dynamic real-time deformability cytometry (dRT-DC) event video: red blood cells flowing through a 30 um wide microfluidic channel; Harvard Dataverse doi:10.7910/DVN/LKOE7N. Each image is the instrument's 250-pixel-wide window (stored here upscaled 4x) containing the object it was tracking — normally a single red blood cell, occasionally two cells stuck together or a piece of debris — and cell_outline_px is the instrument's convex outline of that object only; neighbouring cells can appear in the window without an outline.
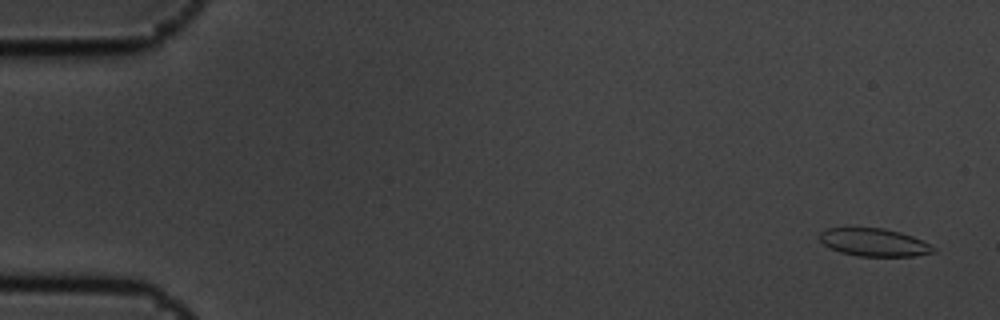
{"species": "common noctule bat (a hibernating species)", "species_latin": "Nyctalus noctula", "temperature_condition": "cold", "stored_images_in_passage": 6, "camera_frame_rate_fps": 3000, "um_per_image_px": 0.085, "animal": {"sex": "male", "body_mass_g": 19.5, "forearm_length_mm": 54.6}, "frame": {"image": 1, "passage_image": 1, "time_ms": 0.0, "image_size_px": [1000, 320], "cell_outline_px": [[936, 252], [916, 256], [856, 256], [840, 252], [824, 244], [820, 240], [820, 232], [828, 228], [884, 228], [900, 232], [912, 236], [936, 248]], "centroid_in_image_um": [74.31, 20.61], "position_along_channel_um": 10.7, "area_um2": 18.32}}